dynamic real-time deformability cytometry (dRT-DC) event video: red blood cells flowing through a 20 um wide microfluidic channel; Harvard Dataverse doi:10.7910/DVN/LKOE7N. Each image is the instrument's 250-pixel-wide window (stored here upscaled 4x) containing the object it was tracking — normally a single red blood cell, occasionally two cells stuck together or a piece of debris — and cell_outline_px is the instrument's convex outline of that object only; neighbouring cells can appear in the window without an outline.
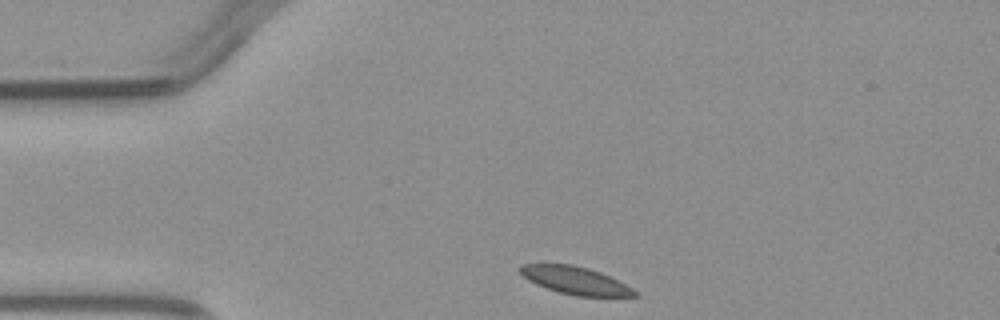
{"species": "common noctule bat (a hibernating species)", "species_latin": "Nyctalus noctula", "temperature_condition": "warm", "stored_images_in_passage": 2, "camera_frame_rate_fps": 3000, "um_per_image_px": 0.085, "animal": {"sex": "male", "body_mass_g": 23.1, "forearm_length_mm": 52.7}, "frame": {"image": 1, "passage_image": 1, "time_ms": 0.0, "image_size_px": [1000, 320], "cell_outline_px": [[640, 296], [576, 296], [560, 292], [536, 284], [528, 280], [516, 268], [520, 264], [572, 264], [588, 268], [600, 272], [640, 292]], "centroid_in_image_um": [48.89, 23.83], "position_along_channel_um": 36.1, "area_um2": 18.32}}